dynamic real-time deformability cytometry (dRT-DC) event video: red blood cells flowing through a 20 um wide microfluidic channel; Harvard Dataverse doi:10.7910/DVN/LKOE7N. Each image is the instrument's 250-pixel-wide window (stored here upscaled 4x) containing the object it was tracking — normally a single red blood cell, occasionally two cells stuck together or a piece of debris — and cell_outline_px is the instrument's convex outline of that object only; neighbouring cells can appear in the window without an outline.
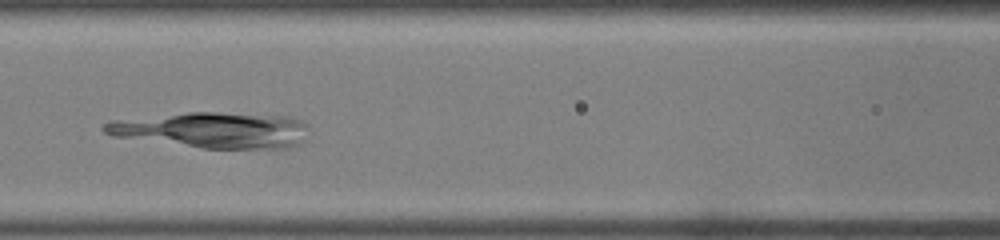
{"species": "common noctule bat (a hibernating species)", "species_latin": "Nyctalus noctula", "temperature_condition": "warm", "stored_images_in_passage": 16, "camera_frame_rate_fps": 3000, "um_per_image_px": 0.085, "animal": {"sex": "male", "body_mass_g": 19.0, "forearm_length_mm": 50.8}, "frame": {"image": 1, "passage_image": 12, "time_ms": 3.667, "image_size_px": [1000, 240], "cell_outline_px": [[308, 124], [296, 144], [288, 148], [200, 148], [112, 136], [104, 132], [100, 128], [108, 120], [188, 112], [220, 112], [288, 116], [300, 120]], "centroid_in_image_um": [17.95, 11.04], "position_along_channel_um": 148.7, "area_um2": 42.54}}